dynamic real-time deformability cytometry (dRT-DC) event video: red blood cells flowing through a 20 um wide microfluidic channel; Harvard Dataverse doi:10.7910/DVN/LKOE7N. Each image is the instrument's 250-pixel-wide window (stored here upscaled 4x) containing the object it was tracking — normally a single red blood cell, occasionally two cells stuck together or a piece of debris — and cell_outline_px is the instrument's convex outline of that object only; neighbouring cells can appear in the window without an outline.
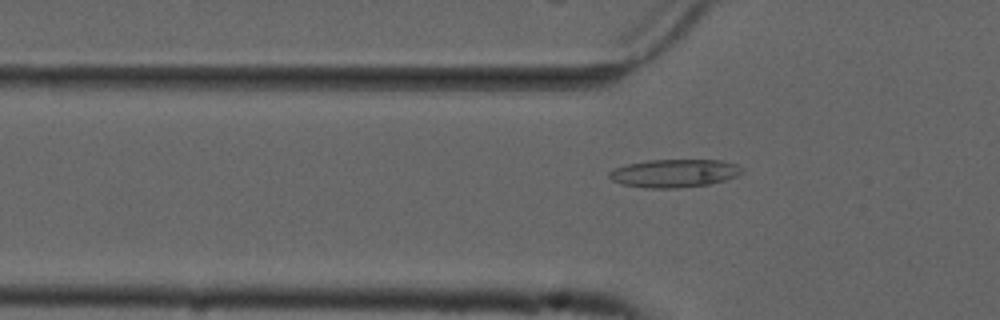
{"species": "common noctule bat (a hibernating species)", "species_latin": "Nyctalus noctula", "temperature_condition": "cold", "stored_images_in_passage": 55, "camera_frame_rate_fps": 3000, "um_per_image_px": 0.085, "animal": {"sex": "male", "forearm_length_mm": 52.5}, "frame": {"image": 1, "passage_image": 18, "time_ms": 5.667, "image_size_px": [1000, 320], "cell_outline_px": [[744, 172], [736, 176], [724, 180], [708, 184], [676, 188], [648, 188], [620, 184], [612, 180], [608, 176], [608, 172], [616, 168], [628, 164], [648, 160], [720, 160], [736, 164], [744, 168]], "centroid_in_image_um": [57.32, 14.72], "position_along_channel_um": 68.5, "area_um2": 21.68}}
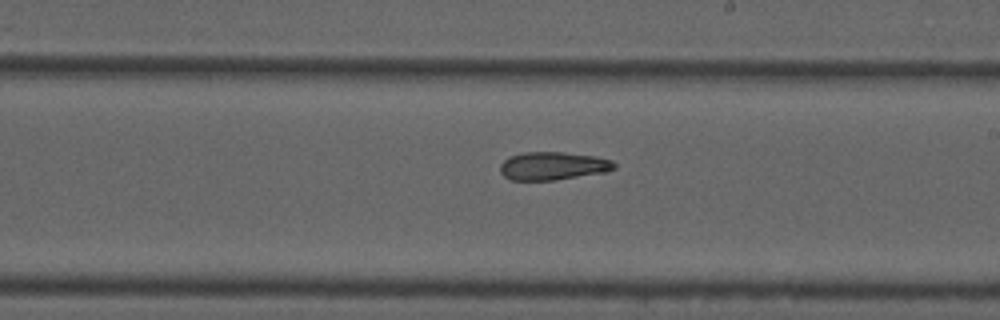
{"frame": {"image": 2, "passage_image": 32, "time_ms": 10.333, "image_size_px": [1000, 320], "cell_outline_px": [[616, 168], [604, 172], [556, 180], [512, 180], [504, 176], [500, 172], [500, 164], [508, 156], [524, 152], [564, 152], [596, 156], [612, 160], [616, 164]], "centroid_in_image_um": [46.99, 14.09], "position_along_channel_um": 242.0, "area_um2": 18.79}}
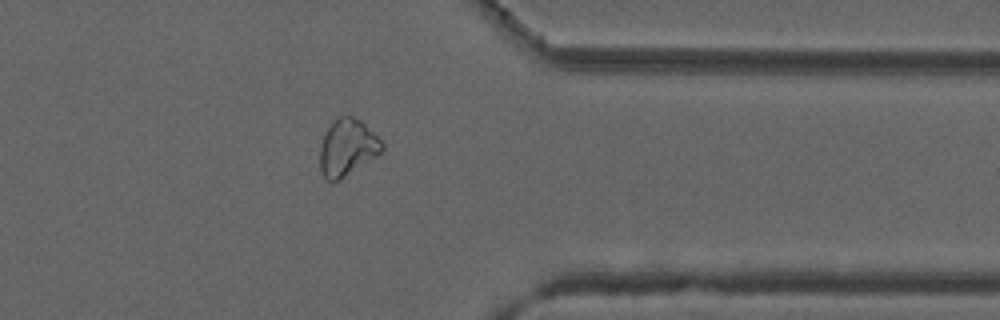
{"frame": {"image": 3, "passage_image": 44, "time_ms": 14.333, "image_size_px": [1000, 320], "cell_outline_px": [[384, 152], [340, 180], [332, 184], [324, 176], [320, 168], [320, 148], [324, 136], [332, 120], [336, 116], [352, 116], [360, 120], [384, 144]], "centroid_in_image_um": [29.53, 12.56], "position_along_channel_um": 381.9, "area_um2": 20.63}, "authors_computed_cell_mechanics": {"area_um2": 20.9236, "velocity_mm_per_s": 3.7276, "shape_relaxation_time_tau1_ms": null, "shape_relaxation_time_tau2_ms": 8.9216, "deformation_change_tau1": null, "deformation_change_tau2": 0.1846}}